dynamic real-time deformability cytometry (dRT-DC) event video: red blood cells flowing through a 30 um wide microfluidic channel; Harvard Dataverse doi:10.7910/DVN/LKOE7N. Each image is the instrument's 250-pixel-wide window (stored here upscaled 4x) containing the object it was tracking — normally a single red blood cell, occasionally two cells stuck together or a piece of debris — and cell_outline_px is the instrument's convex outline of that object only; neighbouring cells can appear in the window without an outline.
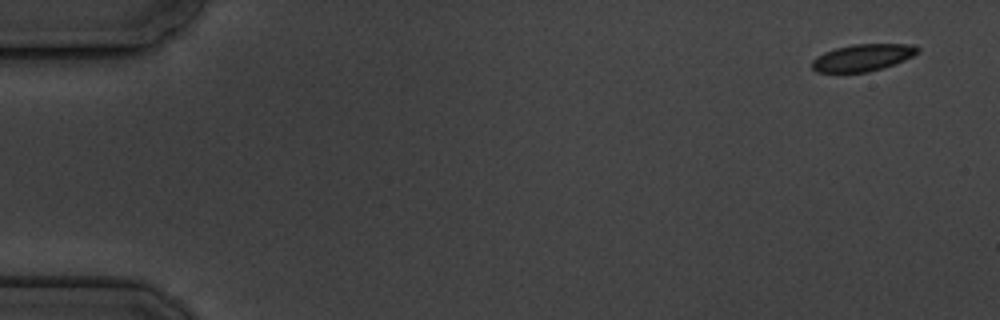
{"species": "common noctule bat (a hibernating species)", "species_latin": "Nyctalus noctula", "temperature_condition": "cold", "stored_images_in_passage": 6, "camera_frame_rate_fps": 3000, "um_per_image_px": 0.085, "animal": {"sex": "male", "body_mass_g": 19.5, "forearm_length_mm": 54.6}, "frame": {"image": 1, "passage_image": 1, "time_ms": 0.0, "image_size_px": [1000, 320], "cell_outline_px": [[920, 52], [904, 60], [868, 72], [816, 72], [812, 68], [812, 60], [816, 56], [824, 52], [836, 48], [852, 44], [908, 44], [920, 48]], "centroid_in_image_um": [73.3, 4.89], "position_along_channel_um": 11.7, "area_um2": 16.47}}
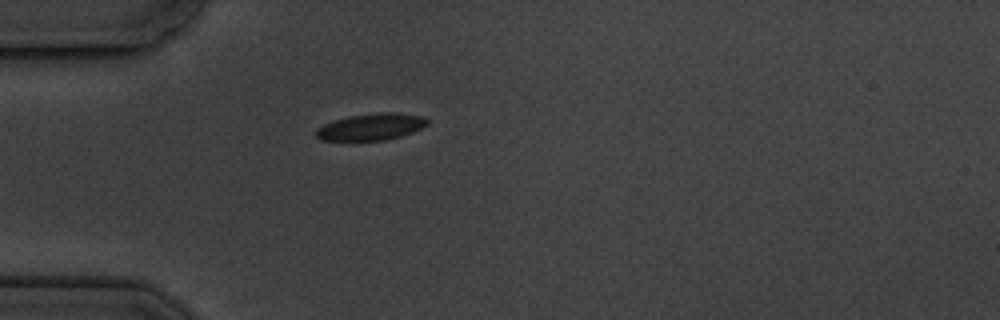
{"frame": {"image": 2, "passage_image": 5, "time_ms": 4.667, "image_size_px": [1000, 320], "cell_outline_px": [[428, 124], [412, 132], [400, 136], [384, 140], [320, 140], [316, 136], [316, 128], [324, 124], [348, 116], [380, 112], [396, 112], [424, 116], [428, 120]], "centroid_in_image_um": [31.55, 10.77], "position_along_channel_um": 53.4, "area_um2": 17.22}}